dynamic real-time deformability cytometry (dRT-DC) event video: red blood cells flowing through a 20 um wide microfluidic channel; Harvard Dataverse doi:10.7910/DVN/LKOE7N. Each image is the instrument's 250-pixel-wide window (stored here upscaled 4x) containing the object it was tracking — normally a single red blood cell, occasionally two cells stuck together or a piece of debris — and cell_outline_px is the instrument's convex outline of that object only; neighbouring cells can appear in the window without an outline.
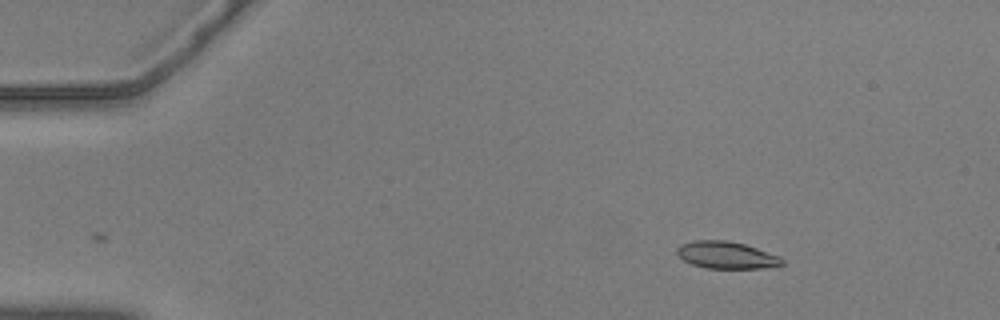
{"species": "common noctule bat (a hibernating species)", "species_latin": "Nyctalus noctula", "temperature_condition": "warm", "stored_images_in_passage": 41, "camera_frame_rate_fps": 3000, "um_per_image_px": 0.085, "animal": {"sex": "male", "body_mass_g": 20.5, "forearm_length_mm": 52.5}, "frame": {"image": 1, "passage_image": 1, "time_ms": 0.0, "image_size_px": [1000, 320], "cell_outline_px": [[784, 264], [764, 268], [708, 268], [692, 264], [684, 260], [676, 252], [676, 248], [680, 244], [692, 240], [728, 240], [744, 244], [780, 256], [784, 260]], "centroid_in_image_um": [61.74, 21.67], "position_along_channel_um": 23.3, "area_um2": 16.59}}
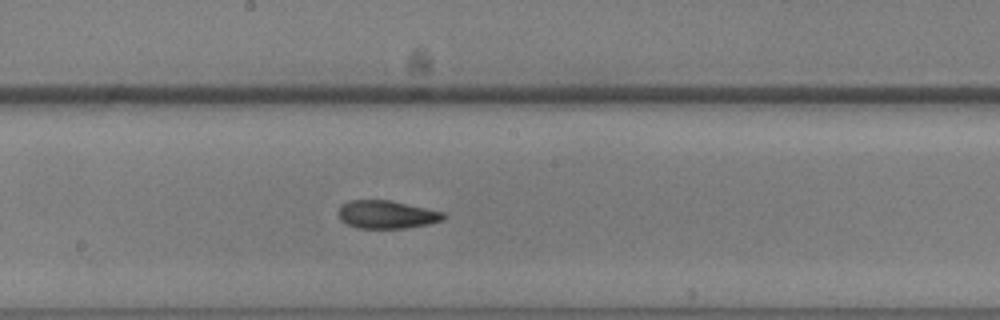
{"frame": {"image": 2, "passage_image": 24, "time_ms": 7.667, "image_size_px": [1000, 320], "cell_outline_px": [[448, 216], [444, 220], [428, 224], [404, 228], [356, 228], [340, 220], [340, 208], [344, 204], [352, 200], [392, 200], [444, 212]], "centroid_in_image_um": [32.94, 18.23], "position_along_channel_um": 215.3, "area_um2": 17.11}}
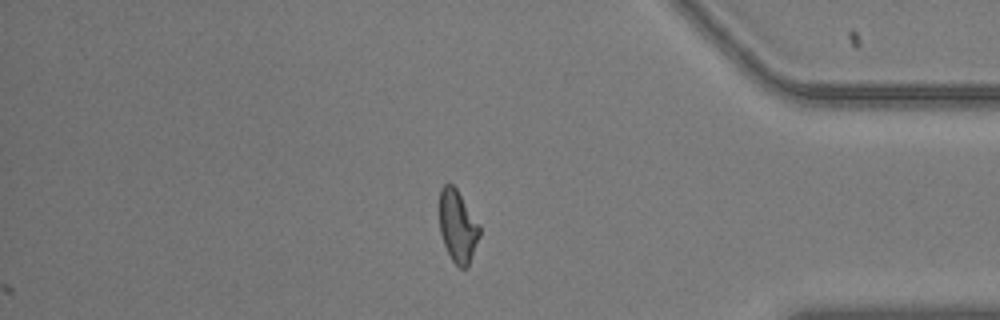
{"frame": {"image": 3, "passage_image": 41, "time_ms": 13.333, "image_size_px": [1000, 320], "cell_outline_px": [[480, 236], [468, 268], [460, 268], [452, 260], [444, 244], [440, 232], [440, 188], [444, 184], [452, 184], [456, 188], [480, 228]], "centroid_in_image_um": [38.9, 19.27], "position_along_channel_um": 396.3, "area_um2": 16.59}, "authors_computed_cell_mechanics": {"area_um2": 17.34, "velocity_mm_per_s": 3.6324, "shape_relaxation_time_tau1_ms": 4.9399, "shape_relaxation_time_tau2_ms": 2.768, "deformation_change_tau1": 0.1622, "deformation_change_tau2": 0.0938}}